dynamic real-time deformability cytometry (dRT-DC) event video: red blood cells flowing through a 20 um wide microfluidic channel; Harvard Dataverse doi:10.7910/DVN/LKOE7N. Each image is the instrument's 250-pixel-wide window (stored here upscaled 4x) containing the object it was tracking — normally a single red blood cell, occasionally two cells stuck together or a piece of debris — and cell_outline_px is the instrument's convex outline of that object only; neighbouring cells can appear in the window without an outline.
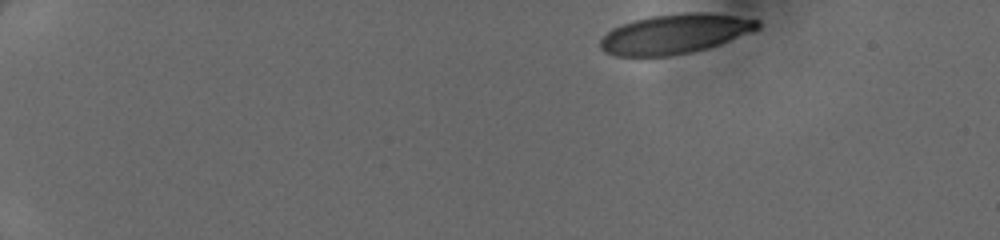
{"species": "human", "species_latin": "Homo sapiens", "temperature_condition": "cold", "stored_images_in_passage": 42, "camera_frame_rate_fps": 3000, "um_per_image_px": 0.085, "donor": {"sex": "female"}, "frame": {"image": 1, "passage_image": 1, "time_ms": 0.0, "image_size_px": [1000, 240], "cell_outline_px": [[760, 28], [752, 32], [720, 44], [708, 48], [692, 52], [668, 56], [616, 56], [604, 52], [600, 48], [600, 40], [612, 28], [636, 20], [652, 16], [684, 12], [708, 12], [760, 20]], "centroid_in_image_um": [57.39, 2.88], "position_along_channel_um": 27.6, "area_um2": 36.3}}
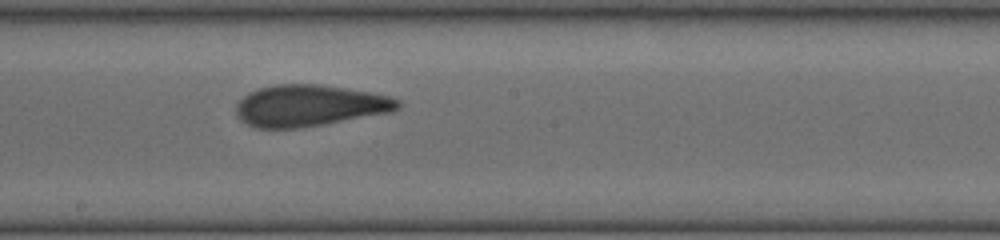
{"frame": {"image": 2, "passage_image": 23, "time_ms": 7.333, "image_size_px": [1000, 240], "cell_outline_px": [[400, 108], [392, 112], [324, 124], [296, 128], [256, 128], [240, 120], [236, 116], [236, 104], [248, 92], [260, 88], [276, 84], [320, 84], [372, 92], [388, 96], [400, 100]], "centroid_in_image_um": [26.31, 8.97], "position_along_channel_um": 221.9, "area_um2": 39.19}}
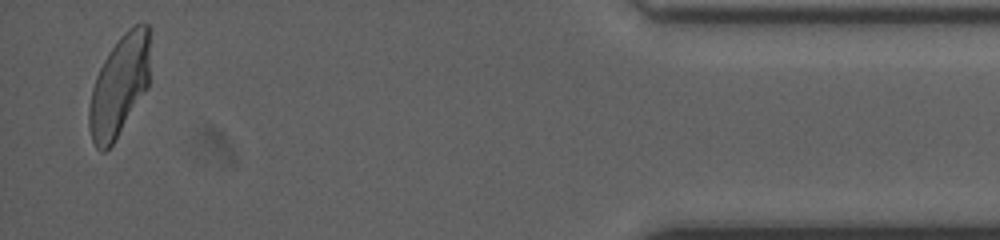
{"frame": {"image": 3, "passage_image": 41, "time_ms": 13.333, "image_size_px": [1000, 240], "cell_outline_px": [[152, 28], [148, 88], [112, 144], [104, 152], [100, 152], [96, 148], [92, 140], [88, 128], [88, 108], [92, 88], [96, 76], [104, 60], [120, 36], [128, 28], [136, 24], [148, 24]], "centroid_in_image_um": [10.17, 7.25], "position_along_channel_um": 425.0, "area_um2": 36.3}}